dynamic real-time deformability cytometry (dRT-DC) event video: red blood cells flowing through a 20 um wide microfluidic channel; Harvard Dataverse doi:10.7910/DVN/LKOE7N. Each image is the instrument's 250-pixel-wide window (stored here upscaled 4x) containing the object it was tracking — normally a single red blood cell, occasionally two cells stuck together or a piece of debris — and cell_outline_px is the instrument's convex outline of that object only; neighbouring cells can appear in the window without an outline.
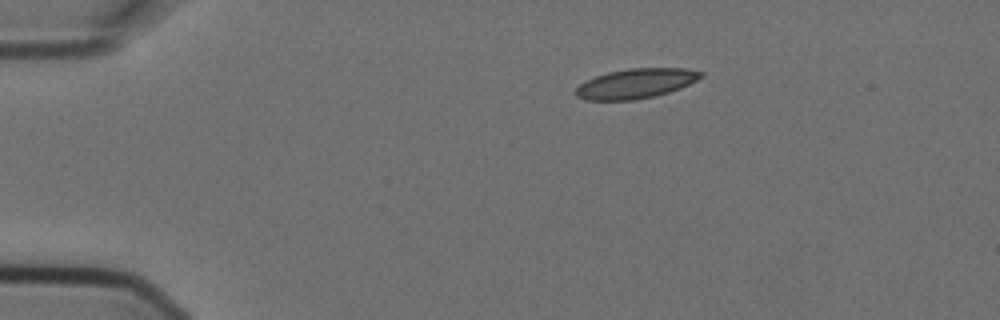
{"species": "Egyptian fruit bat (a non-hibernating species)", "species_latin": "Rousettus aegyptiacus", "temperature_condition": "cold", "stored_images_in_passage": 2, "camera_frame_rate_fps": 3000, "um_per_image_px": 0.085, "animal": {"sex": "female"}, "frame": {"image": 1, "passage_image": 1, "time_ms": 0.0, "image_size_px": [1000, 320], "cell_outline_px": [[704, 76], [680, 88], [668, 92], [636, 100], [584, 100], [576, 96], [572, 92], [580, 84], [596, 76], [608, 72], [628, 68], [684, 68], [704, 72]], "centroid_in_image_um": [54.02, 7.1], "position_along_channel_um": 31.0, "area_um2": 21.68}}